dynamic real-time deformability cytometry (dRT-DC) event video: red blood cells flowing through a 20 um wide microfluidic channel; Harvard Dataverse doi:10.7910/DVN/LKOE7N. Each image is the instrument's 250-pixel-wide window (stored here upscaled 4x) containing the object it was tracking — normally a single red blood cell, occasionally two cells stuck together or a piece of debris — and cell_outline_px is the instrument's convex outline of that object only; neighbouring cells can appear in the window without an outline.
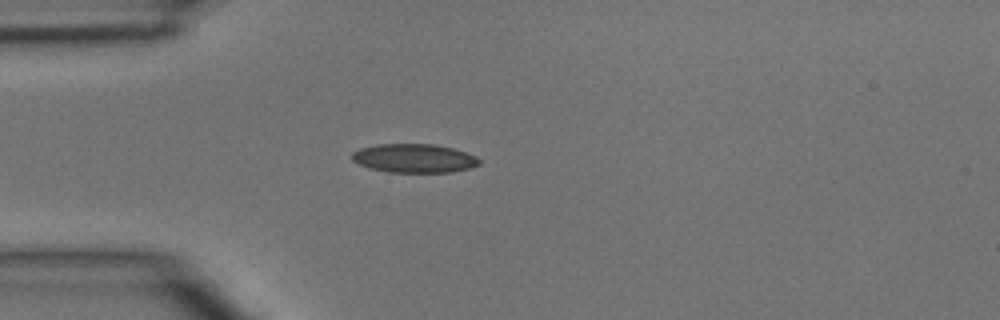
{"species": "common noctule bat (a hibernating species)", "species_latin": "Nyctalus noctula", "temperature_condition": "room temperature", "stored_images_in_passage": 3, "camera_frame_rate_fps": 3000, "um_per_image_px": 0.085, "animal": {"sex": "male", "body_mass_g": 15.6}, "frame": {"image": 1, "passage_image": 3, "time_ms": 2.333, "image_size_px": [1000, 320], "cell_outline_px": [[480, 164], [472, 168], [452, 172], [388, 172], [372, 168], [360, 164], [352, 160], [352, 152], [360, 148], [376, 144], [432, 144], [452, 148], [476, 156], [480, 160]], "centroid_in_image_um": [35.22, 13.45], "position_along_channel_um": 49.8, "area_um2": 21.27}}